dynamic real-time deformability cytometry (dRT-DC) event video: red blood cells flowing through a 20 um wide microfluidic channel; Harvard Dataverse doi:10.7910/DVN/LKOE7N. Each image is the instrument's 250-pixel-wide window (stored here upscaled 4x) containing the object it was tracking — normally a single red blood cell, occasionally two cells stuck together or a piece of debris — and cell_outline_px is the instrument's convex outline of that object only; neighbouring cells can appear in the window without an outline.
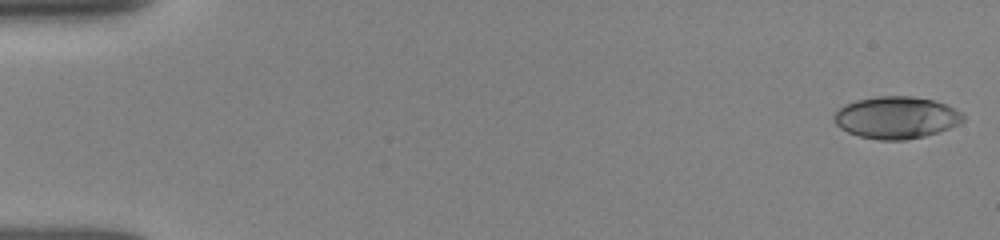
{"species": "human", "species_latin": "Homo sapiens", "temperature_condition": "room temperature", "stored_images_in_passage": 51, "camera_frame_rate_fps": 3000, "um_per_image_px": 0.085, "donor": {"sex": "female"}, "frame": {"image": 1, "passage_image": 1, "time_ms": 0.0, "image_size_px": [1000, 240], "cell_outline_px": [[964, 120], [960, 124], [924, 136], [904, 140], [880, 140], [860, 136], [848, 132], [840, 128], [832, 120], [832, 116], [844, 104], [856, 100], [876, 96], [912, 96], [932, 100], [956, 108], [964, 112]], "centroid_in_image_um": [76.18, 9.98], "position_along_channel_um": 8.8, "area_um2": 31.73}}
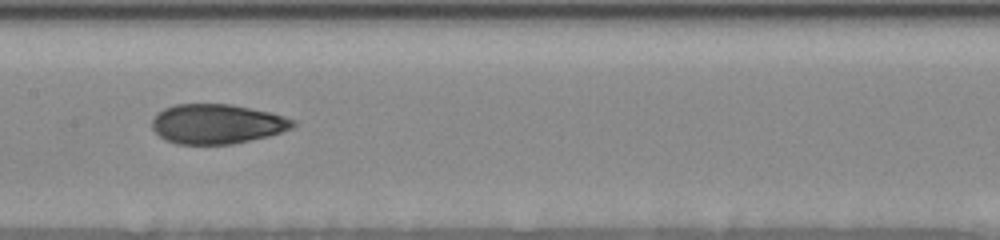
{"frame": {"image": 2, "passage_image": 26, "time_ms": 8.333, "image_size_px": [1000, 240], "cell_outline_px": [[296, 124], [292, 128], [268, 136], [232, 144], [176, 144], [164, 140], [152, 128], [152, 120], [156, 112], [164, 108], [176, 104], [232, 104], [268, 112], [284, 116], [296, 120]], "centroid_in_image_um": [18.42, 10.53], "position_along_channel_um": 189.0, "area_um2": 32.66}}
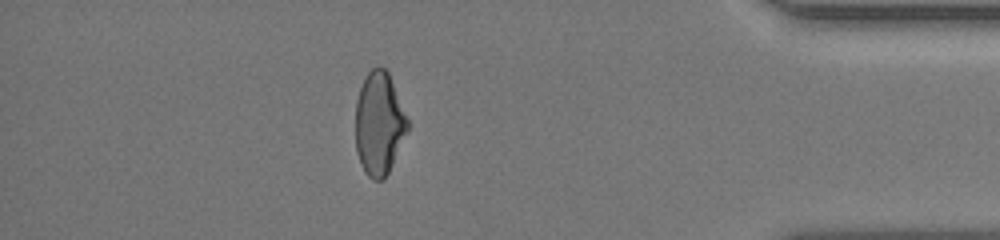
{"frame": {"image": 3, "passage_image": 45, "time_ms": 14.667, "image_size_px": [1000, 240], "cell_outline_px": [[408, 132], [384, 180], [372, 180], [364, 172], [360, 164], [356, 152], [356, 100], [360, 88], [368, 72], [372, 68], [384, 68], [388, 72], [408, 120]], "centroid_in_image_um": [32.21, 10.55], "position_along_channel_um": 403.0, "area_um2": 31.1}, "authors_computed_cell_mechanics": {"area_um2": 32.1368, "velocity_mm_per_s": 3.9315, "shape_relaxation_time_tau1_ms": 8.2049, "shape_relaxation_time_tau2_ms": 1.8171, "deformation_change_tau1": 0.2109, "deformation_change_tau2": 0.078}}